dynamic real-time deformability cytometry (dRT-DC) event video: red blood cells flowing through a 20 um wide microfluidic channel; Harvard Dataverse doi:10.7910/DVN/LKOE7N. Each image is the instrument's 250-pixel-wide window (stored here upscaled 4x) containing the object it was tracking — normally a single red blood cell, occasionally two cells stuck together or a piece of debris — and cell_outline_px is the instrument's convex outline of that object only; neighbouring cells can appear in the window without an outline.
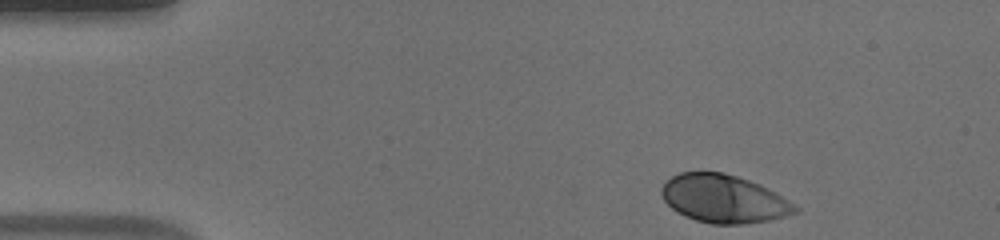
{"species": "human", "species_latin": "Homo sapiens", "temperature_condition": "warm", "stored_images_in_passage": 47, "camera_frame_rate_fps": 3000, "um_per_image_px": 0.085, "donor": {"sex": "male"}, "frame": {"image": 1, "passage_image": 1, "time_ms": 0.0, "image_size_px": [1000, 240], "cell_outline_px": [[800, 212], [772, 220], [744, 224], [712, 224], [696, 220], [684, 216], [676, 212], [664, 200], [660, 192], [660, 188], [672, 176], [680, 172], [724, 172], [760, 184], [776, 192], [800, 208]], "centroid_in_image_um": [61.54, 16.91], "position_along_channel_um": 23.5, "area_um2": 37.63}}
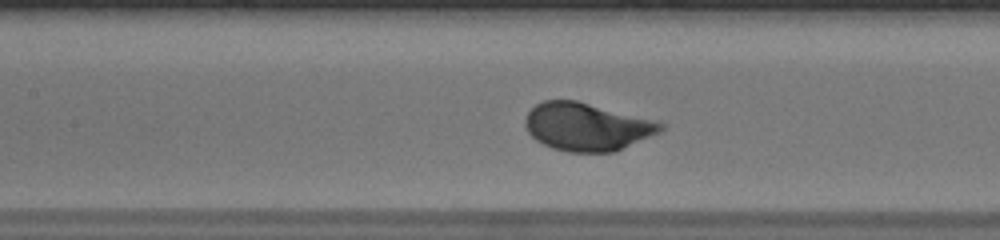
{"frame": {"image": 2, "passage_image": 18, "time_ms": 5.667, "image_size_px": [1000, 240], "cell_outline_px": [[664, 128], [660, 132], [616, 152], [568, 152], [552, 148], [536, 140], [528, 132], [524, 124], [524, 120], [528, 112], [536, 104], [544, 100], [576, 100], [656, 120], [664, 124]], "centroid_in_image_um": [49.89, 10.78], "position_along_channel_um": 157.5, "area_um2": 37.92}}
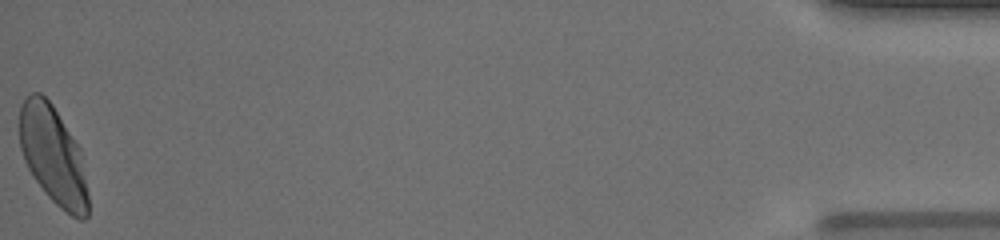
{"frame": {"image": 3, "passage_image": 47, "time_ms": 15.333, "image_size_px": [1000, 240], "cell_outline_px": [[88, 216], [84, 220], [80, 220], [72, 216], [60, 208], [44, 192], [28, 168], [24, 160], [20, 148], [20, 104], [24, 96], [32, 92], [40, 92], [52, 104], [80, 148], [88, 192]], "centroid_in_image_um": [4.51, 13.2], "position_along_channel_um": 430.7, "area_um2": 39.3}, "authors_computed_cell_mechanics": {"area_um2": 36.8764, "velocity_mm_per_s": 3.8363, "shape_relaxation_time_tau1_ms": 1.9734, "shape_relaxation_time_tau2_ms": null, "deformation_change_tau1": 0.139, "deformation_change_tau2": null}}